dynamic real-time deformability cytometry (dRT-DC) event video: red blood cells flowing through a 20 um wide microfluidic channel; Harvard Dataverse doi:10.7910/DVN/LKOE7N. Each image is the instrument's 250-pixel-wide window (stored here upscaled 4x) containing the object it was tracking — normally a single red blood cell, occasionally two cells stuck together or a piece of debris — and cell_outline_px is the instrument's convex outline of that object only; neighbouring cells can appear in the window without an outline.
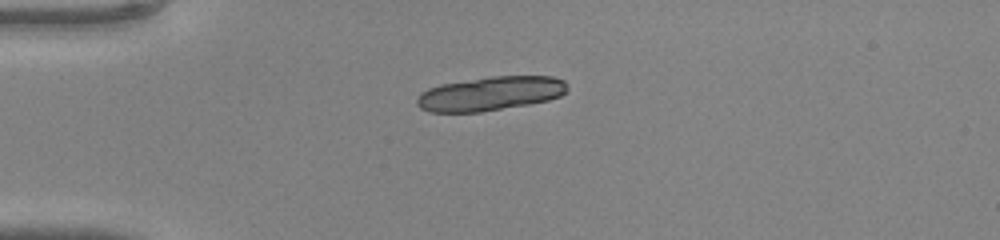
{"species": "common noctule bat (a hibernating species)", "species_latin": "Nyctalus noctula", "temperature_condition": "warm", "stored_images_in_passage": 35, "camera_frame_rate_fps": 3000, "um_per_image_px": 0.085, "animal": {"sex": "male", "body_mass_g": 20.0, "forearm_length_mm": 53.3}, "frame": {"image": 1, "passage_image": 1, "time_ms": 0.0, "image_size_px": [1000, 240], "cell_outline_px": [[568, 88], [560, 96], [548, 100], [528, 104], [480, 112], [428, 112], [420, 108], [416, 104], [416, 100], [420, 92], [428, 88], [440, 84], [492, 76], [552, 76], [564, 80]], "centroid_in_image_um": [41.64, 7.95], "position_along_channel_um": 43.4, "area_um2": 29.88}}